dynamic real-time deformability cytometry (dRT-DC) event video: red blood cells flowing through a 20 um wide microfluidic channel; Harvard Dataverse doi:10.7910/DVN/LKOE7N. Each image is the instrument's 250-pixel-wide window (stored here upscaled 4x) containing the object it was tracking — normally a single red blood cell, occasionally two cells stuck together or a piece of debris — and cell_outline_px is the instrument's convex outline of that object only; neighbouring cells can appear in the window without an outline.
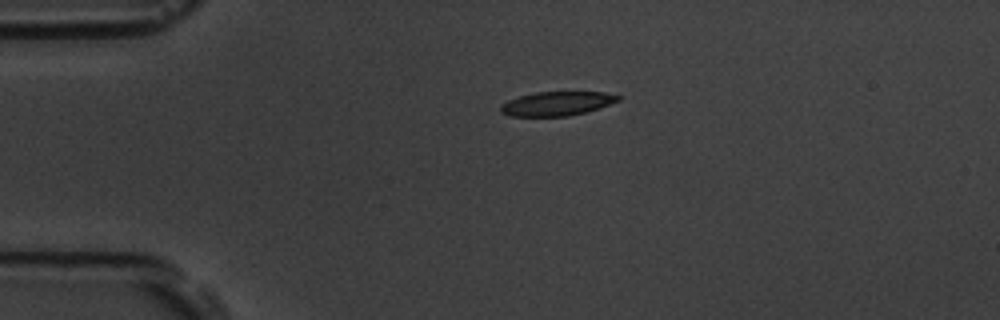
{"species": "common noctule bat (a hibernating species)", "species_latin": "Nyctalus noctula", "temperature_condition": "room temperature", "stored_images_in_passage": 44, "camera_frame_rate_fps": 3000, "um_per_image_px": 0.085, "animal": {"sex": "male", "body_mass_g": 19.5, "forearm_length_mm": 54.6}, "frame": {"image": 1, "passage_image": 1, "time_ms": 0.0, "image_size_px": [1000, 320], "cell_outline_px": [[620, 100], [600, 108], [568, 116], [508, 116], [500, 112], [500, 108], [508, 100], [520, 96], [536, 92], [604, 92], [620, 96]], "centroid_in_image_um": [47.34, 8.81], "position_along_channel_um": 37.7, "area_um2": 16.36}}
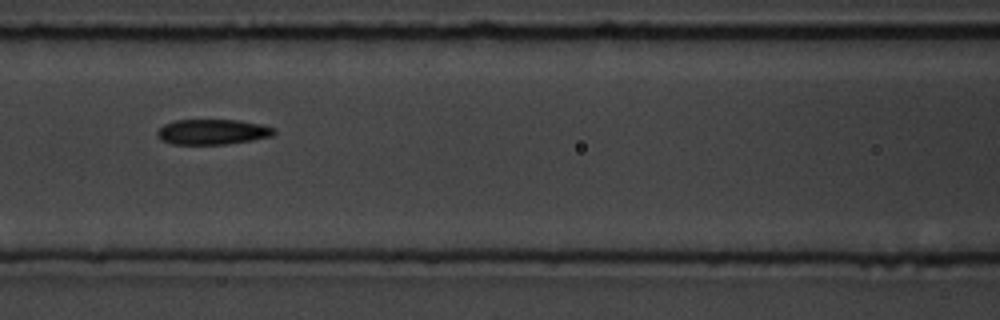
{"frame": {"image": 2, "passage_image": 13, "time_ms": 4.0, "image_size_px": [1000, 320], "cell_outline_px": [[276, 132], [272, 136], [252, 140], [224, 144], [172, 144], [160, 140], [156, 136], [156, 132], [164, 124], [176, 120], [240, 120], [260, 124], [276, 128]], "centroid_in_image_um": [18.05, 11.21], "position_along_channel_um": 148.5, "area_um2": 17.28}}
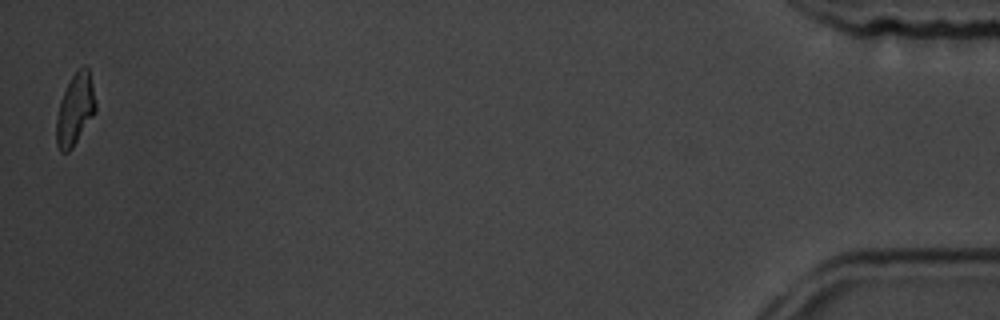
{"frame": {"image": 3, "passage_image": 44, "time_ms": 14.333, "image_size_px": [1000, 320], "cell_outline_px": [[96, 112], [72, 148], [68, 152], [60, 152], [56, 144], [56, 116], [60, 100], [72, 76], [84, 64], [88, 68], [92, 84], [96, 104]], "centroid_in_image_um": [6.38, 9.33], "position_along_channel_um": 428.8, "area_um2": 16.3}, "authors_computed_cell_mechanics": {"area_um2": 17.5423, "velocity_mm_per_s": 3.627, "shape_relaxation_time_tau1_ms": 6.6695, "shape_relaxation_time_tau2_ms": 4.2603, "deformation_change_tau1": 0.1741, "deformation_change_tau2": 0.1102}}